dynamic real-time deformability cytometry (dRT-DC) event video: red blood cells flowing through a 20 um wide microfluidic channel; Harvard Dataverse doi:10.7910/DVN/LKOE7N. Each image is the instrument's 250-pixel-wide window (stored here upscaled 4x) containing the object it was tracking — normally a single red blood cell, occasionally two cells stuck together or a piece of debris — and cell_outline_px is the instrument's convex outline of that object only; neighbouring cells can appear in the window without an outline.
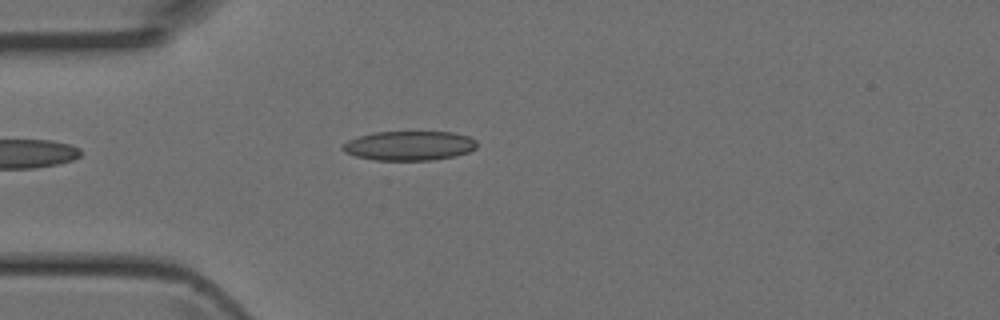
{"species": "Egyptian fruit bat (a non-hibernating species)", "species_latin": "Rousettus aegyptiacus", "temperature_condition": "room temperature", "stored_images_in_passage": 4, "camera_frame_rate_fps": 3000, "um_per_image_px": 0.085, "animal": {"sex": "female"}, "frame": {"image": 1, "passage_image": 4, "time_ms": 1.0, "image_size_px": [1000, 320], "cell_outline_px": [[476, 148], [468, 152], [452, 156], [432, 160], [372, 160], [356, 156], [344, 152], [340, 148], [340, 144], [348, 140], [360, 136], [376, 132], [452, 132], [468, 136], [476, 140]], "centroid_in_image_um": [34.74, 12.38], "position_along_channel_um": 50.3, "area_um2": 23.0}}